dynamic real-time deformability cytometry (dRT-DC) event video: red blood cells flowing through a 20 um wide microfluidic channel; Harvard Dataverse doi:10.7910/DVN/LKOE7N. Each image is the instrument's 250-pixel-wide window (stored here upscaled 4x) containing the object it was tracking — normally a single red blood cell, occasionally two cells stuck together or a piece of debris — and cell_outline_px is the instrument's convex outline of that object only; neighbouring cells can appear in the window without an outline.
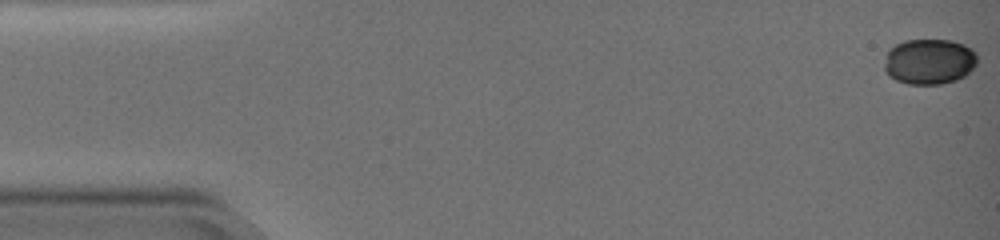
{"species": "common noctule bat (a hibernating species)", "species_latin": "Nyctalus noctula", "temperature_condition": "warm", "stored_images_in_passage": 64, "camera_frame_rate_fps": 3000, "um_per_image_px": 0.085, "animal": {"sex": "female", "body_mass_g": 19.0, "forearm_length_mm": 51.5}, "frame": {"image": 1, "passage_image": 1, "time_ms": 0.0, "image_size_px": [1000, 240], "cell_outline_px": [[976, 64], [964, 76], [956, 80], [940, 84], [908, 84], [896, 80], [888, 76], [884, 68], [888, 52], [896, 44], [908, 40], [948, 40], [960, 44], [968, 48], [976, 56]], "centroid_in_image_um": [78.95, 5.25], "position_along_channel_um": 6.0, "area_um2": 24.16}}
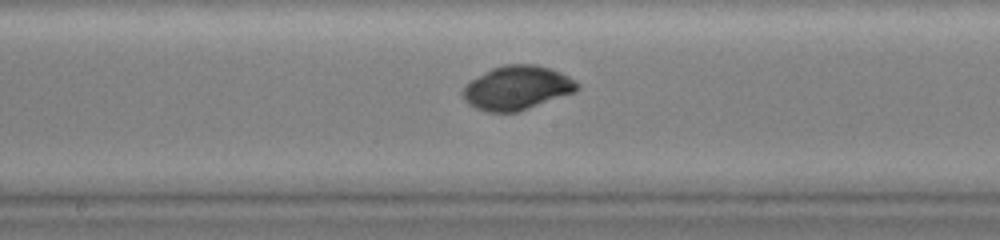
{"frame": {"image": 2, "passage_image": 38, "time_ms": 12.333, "image_size_px": [1000, 240], "cell_outline_px": [[576, 88], [572, 92], [528, 108], [516, 112], [484, 112], [468, 104], [464, 96], [464, 88], [472, 80], [492, 68], [504, 64], [536, 64], [548, 68], [572, 80], [576, 84]], "centroid_in_image_um": [43.86, 7.47], "position_along_channel_um": 204.3, "area_um2": 28.21}}
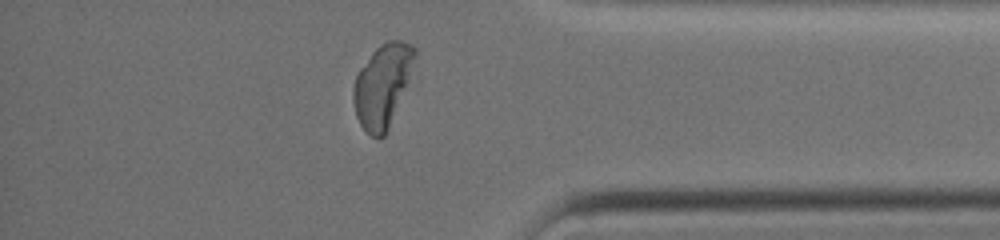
{"frame": {"image": 3, "passage_image": 60, "time_ms": 19.667, "image_size_px": [1000, 240], "cell_outline_px": [[416, 56], [412, 80], [384, 136], [372, 136], [360, 124], [356, 116], [352, 100], [352, 88], [356, 76], [360, 68], [372, 52], [380, 44], [388, 40], [400, 40], [416, 48]], "centroid_in_image_um": [32.55, 7.23], "position_along_channel_um": 402.7, "area_um2": 30.06}, "authors_computed_cell_mechanics": {"area_um2": 28.4087, "velocity_mm_per_s": 2.8072, "shape_relaxation_time_tau1_ms": 5.7339, "shape_relaxation_time_tau2_ms": null, "deformation_change_tau1": 0.1017, "deformation_change_tau2": null}}